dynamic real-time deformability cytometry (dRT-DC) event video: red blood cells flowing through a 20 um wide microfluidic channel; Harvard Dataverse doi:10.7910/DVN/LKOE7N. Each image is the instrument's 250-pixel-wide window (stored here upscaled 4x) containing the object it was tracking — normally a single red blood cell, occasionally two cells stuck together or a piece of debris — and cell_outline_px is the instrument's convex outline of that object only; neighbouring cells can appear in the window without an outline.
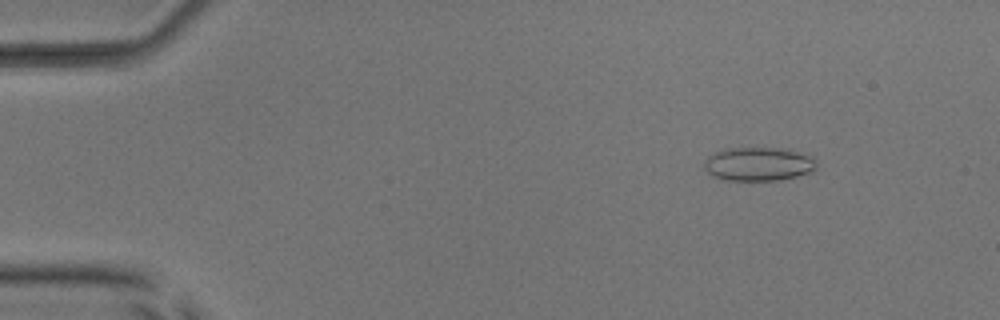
{"species": "common noctule bat (a hibernating species)", "species_latin": "Nyctalus noctula", "temperature_condition": "room temperature", "stored_images_in_passage": 17, "camera_frame_rate_fps": 3000, "um_per_image_px": 0.085, "animal": {"sex": "male", "body_mass_g": 17.9, "forearm_length_mm": 54.2}, "frame": {"image": 1, "passage_image": 7, "time_ms": 2.0, "image_size_px": [1000, 320], "cell_outline_px": [[816, 168], [812, 172], [780, 180], [724, 180], [712, 176], [704, 168], [704, 160], [708, 156], [724, 148], [788, 148], [808, 156], [816, 160]], "centroid_in_image_um": [64.45, 13.94], "position_along_channel_um": 20.5, "area_um2": 22.14}}